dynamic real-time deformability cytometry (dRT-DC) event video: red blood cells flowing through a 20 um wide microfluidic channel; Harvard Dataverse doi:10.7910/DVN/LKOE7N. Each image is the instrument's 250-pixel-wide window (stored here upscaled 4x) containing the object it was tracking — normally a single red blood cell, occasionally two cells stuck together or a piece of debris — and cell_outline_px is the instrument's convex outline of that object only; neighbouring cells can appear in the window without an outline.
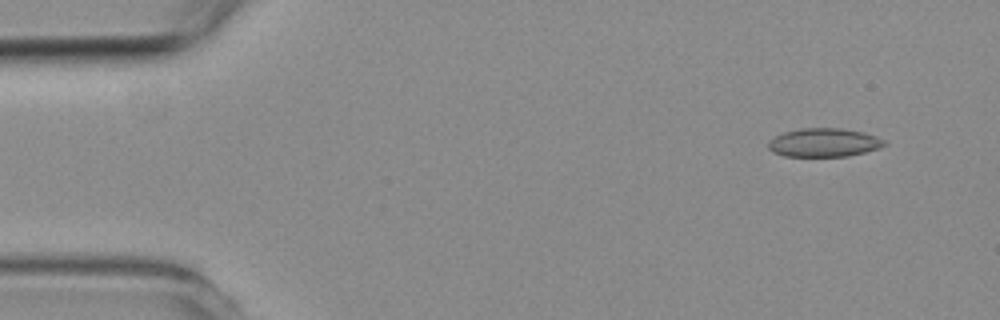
{"species": "common noctule bat (a hibernating species)", "species_latin": "Nyctalus noctula", "temperature_condition": "room temperature", "stored_images_in_passage": 6, "camera_frame_rate_fps": 3000, "um_per_image_px": 0.085, "animal": {"sex": "female", "body_mass_g": 19.3, "forearm_length_mm": 54.1}, "frame": {"image": 1, "passage_image": 2, "time_ms": 1.0, "image_size_px": [1000, 320], "cell_outline_px": [[888, 144], [864, 152], [848, 156], [784, 156], [772, 152], [768, 148], [768, 140], [784, 132], [800, 128], [840, 128], [864, 132], [876, 136], [884, 140]], "centroid_in_image_um": [70.01, 12.11], "position_along_channel_um": 15.0, "area_um2": 19.31}}
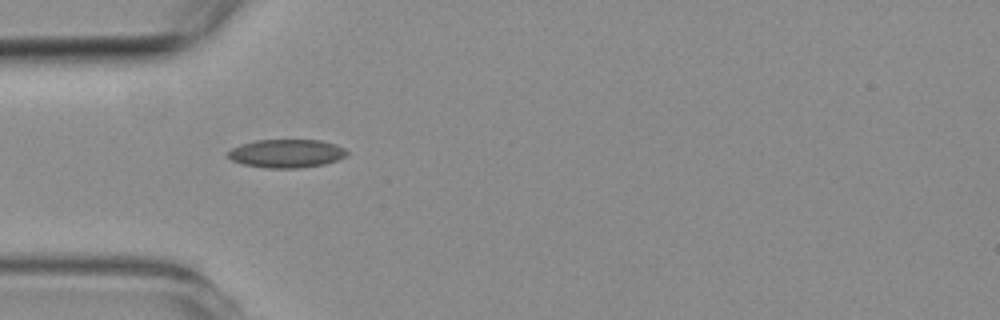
{"frame": {"image": 2, "passage_image": 5, "time_ms": 4.667, "image_size_px": [1000, 320], "cell_outline_px": [[348, 152], [344, 156], [336, 160], [324, 164], [300, 168], [264, 168], [244, 164], [232, 160], [228, 156], [228, 152], [232, 148], [240, 144], [256, 140], [320, 140], [336, 144], [344, 148]], "centroid_in_image_um": [24.34, 13.04], "position_along_channel_um": 60.7, "area_um2": 19.59}}
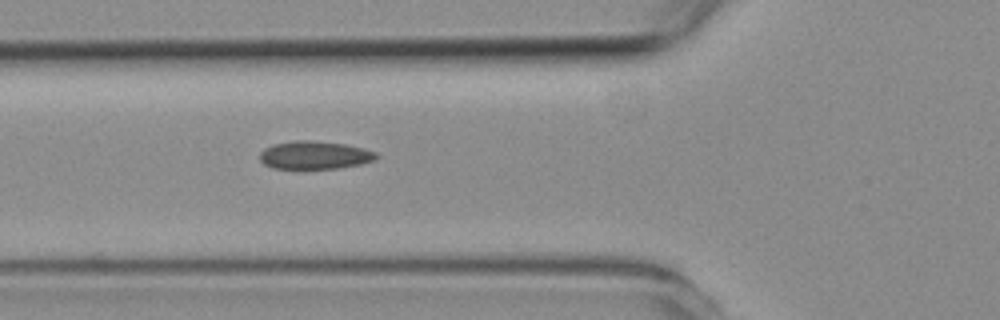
{"frame": {"image": 3, "passage_image": 6, "time_ms": 5.667, "image_size_px": [1000, 320], "cell_outline_px": [[380, 156], [376, 160], [360, 164], [340, 168], [272, 168], [264, 164], [260, 160], [260, 152], [264, 148], [276, 144], [296, 140], [308, 140], [344, 144], [364, 148], [376, 152]], "centroid_in_image_um": [26.78, 13.19], "position_along_channel_um": 99.0, "area_um2": 18.96}}